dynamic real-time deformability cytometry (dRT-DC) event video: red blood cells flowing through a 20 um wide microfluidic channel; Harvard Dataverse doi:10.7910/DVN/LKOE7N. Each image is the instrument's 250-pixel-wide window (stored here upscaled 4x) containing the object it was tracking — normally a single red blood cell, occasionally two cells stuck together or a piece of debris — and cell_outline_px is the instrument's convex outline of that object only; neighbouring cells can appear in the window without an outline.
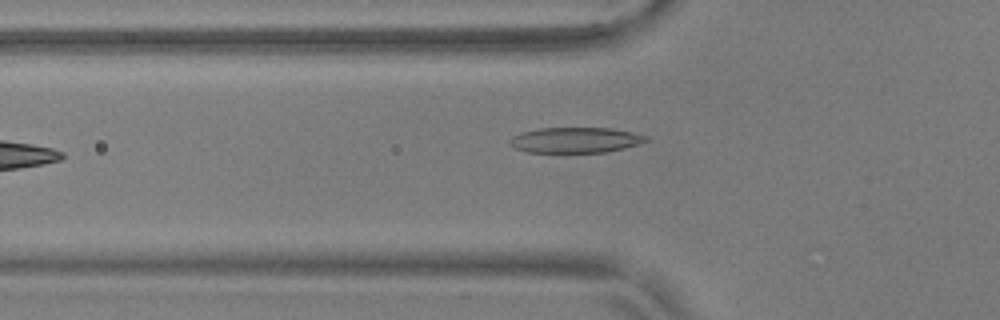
{"species": "common noctule bat (a hibernating species)", "species_latin": "Nyctalus noctula", "temperature_condition": "warm", "stored_images_in_passage": 27, "camera_frame_rate_fps": 3000, "um_per_image_px": 0.085, "animal": {"sex": "male", "body_mass_g": 17.9, "forearm_length_mm": 54.2}, "frame": {"image": 1, "passage_image": 4, "time_ms": 1.0, "image_size_px": [1000, 320], "cell_outline_px": [[648, 140], [640, 144], [624, 148], [604, 152], [528, 152], [516, 148], [508, 144], [508, 140], [512, 136], [520, 132], [540, 128], [612, 128], [632, 132], [648, 136]], "centroid_in_image_um": [48.9, 11.9], "position_along_channel_um": 76.9, "area_um2": 20.29}}
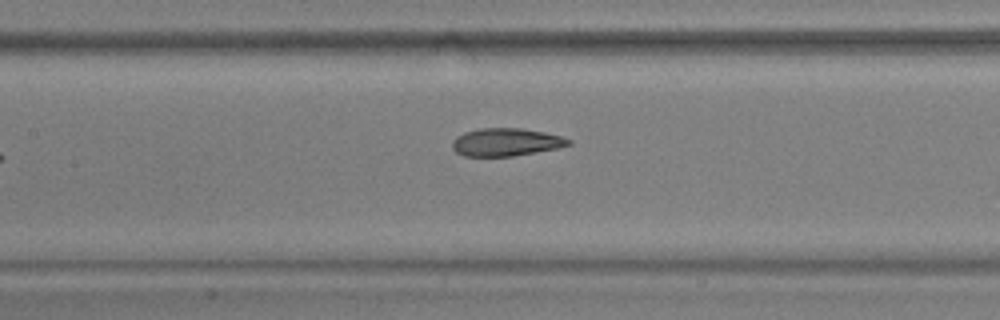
{"frame": {"image": 2, "passage_image": 11, "time_ms": 3.333, "image_size_px": [1000, 320], "cell_outline_px": [[572, 144], [556, 148], [512, 156], [464, 156], [456, 152], [452, 148], [452, 140], [456, 136], [464, 132], [480, 128], [520, 128], [544, 132], [560, 136], [572, 140]], "centroid_in_image_um": [42.97, 12.07], "position_along_channel_um": 164.4, "area_um2": 18.79}}
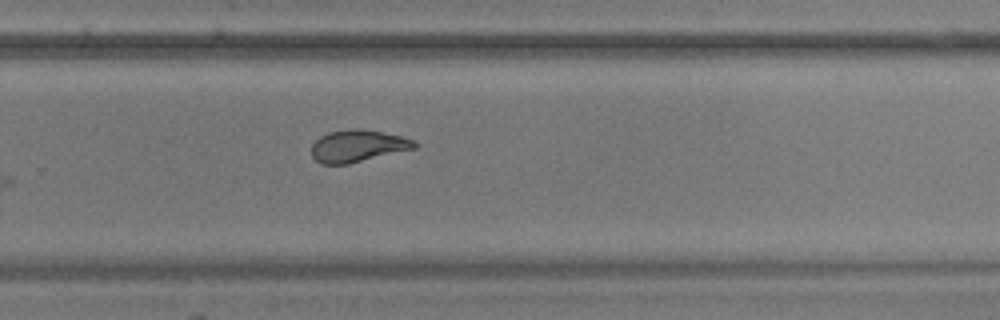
{"frame": {"image": 3, "passage_image": 22, "time_ms": 7.0, "image_size_px": [1000, 320], "cell_outline_px": [[416, 148], [348, 164], [320, 164], [312, 156], [312, 144], [320, 136], [328, 132], [352, 128], [356, 128], [380, 132], [400, 136], [412, 140], [416, 144]], "centroid_in_image_um": [30.36, 12.41], "position_along_channel_um": 299.4, "area_um2": 19.02}}